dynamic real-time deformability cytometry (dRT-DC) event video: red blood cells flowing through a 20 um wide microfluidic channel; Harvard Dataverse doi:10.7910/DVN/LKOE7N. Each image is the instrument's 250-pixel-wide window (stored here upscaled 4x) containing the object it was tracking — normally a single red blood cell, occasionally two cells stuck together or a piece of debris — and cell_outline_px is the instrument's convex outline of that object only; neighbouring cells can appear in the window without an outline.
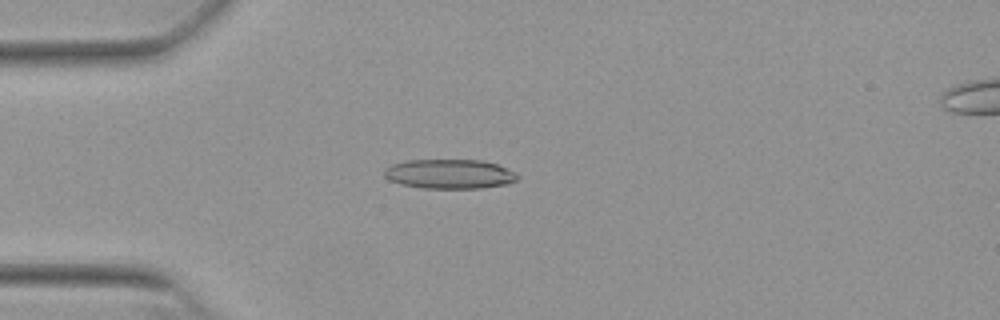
{"species": "Egyptian fruit bat (a non-hibernating species)", "species_latin": "Rousettus aegyptiacus", "temperature_condition": "warm", "stored_images_in_passage": 53, "camera_frame_rate_fps": 3000, "um_per_image_px": 0.085, "animal": {"sex": "female"}, "frame": {"image": 1, "passage_image": 14, "time_ms": 4.333, "image_size_px": [1000, 320], "cell_outline_px": [[520, 176], [516, 180], [508, 184], [480, 188], [424, 188], [400, 184], [388, 180], [384, 176], [384, 168], [392, 164], [408, 160], [480, 160], [496, 164]], "centroid_in_image_um": [38.16, 14.79], "position_along_channel_um": 46.8, "area_um2": 22.77}}
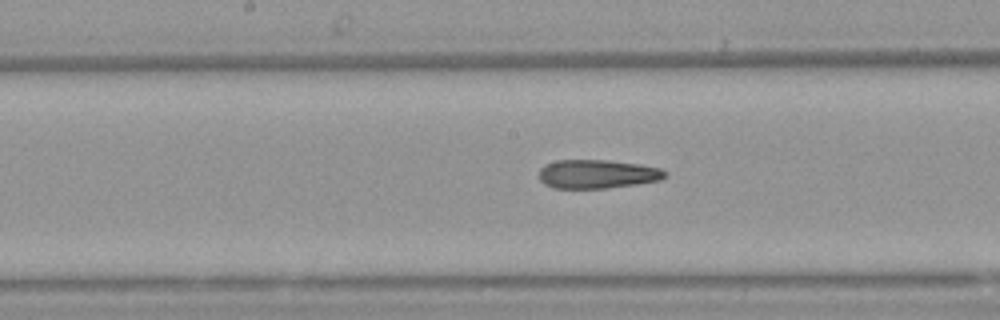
{"frame": {"image": 2, "passage_image": 27, "time_ms": 8.667, "image_size_px": [1000, 320], "cell_outline_px": [[668, 176], [660, 180], [636, 184], [604, 188], [552, 188], [544, 184], [540, 180], [540, 168], [544, 164], [556, 160], [608, 160], [640, 164], [660, 168], [668, 172]], "centroid_in_image_um": [50.78, 14.79], "position_along_channel_um": 197.4, "area_um2": 21.27}}
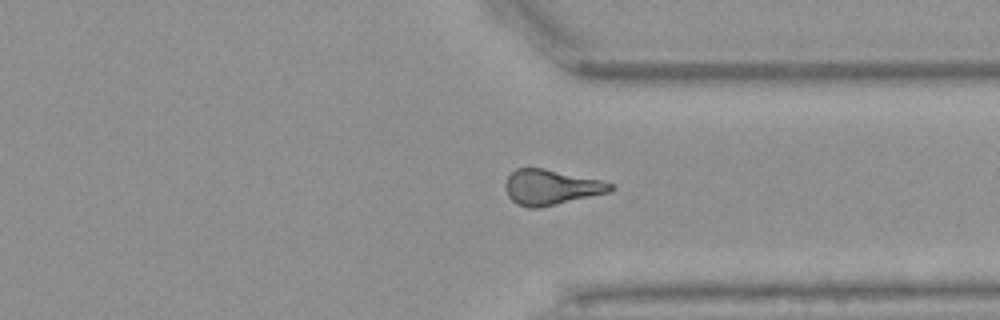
{"frame": {"image": 3, "passage_image": 40, "time_ms": 13.0, "image_size_px": [1000, 320], "cell_outline_px": [[616, 188], [608, 192], [536, 208], [528, 208], [516, 204], [508, 196], [504, 188], [504, 184], [508, 176], [516, 168], [544, 168], [604, 180], [612, 184]], "centroid_in_image_um": [46.82, 15.89], "position_along_channel_um": 364.6, "area_um2": 21.56}, "authors_computed_cell_mechanics": {"area_um2": 21.8484, "velocity_mm_per_s": 3.8651, "shape_relaxation_time_tau1_ms": null, "shape_relaxation_time_tau2_ms": 3.2539, "deformation_change_tau1": null, "deformation_change_tau2": 0.1448}}